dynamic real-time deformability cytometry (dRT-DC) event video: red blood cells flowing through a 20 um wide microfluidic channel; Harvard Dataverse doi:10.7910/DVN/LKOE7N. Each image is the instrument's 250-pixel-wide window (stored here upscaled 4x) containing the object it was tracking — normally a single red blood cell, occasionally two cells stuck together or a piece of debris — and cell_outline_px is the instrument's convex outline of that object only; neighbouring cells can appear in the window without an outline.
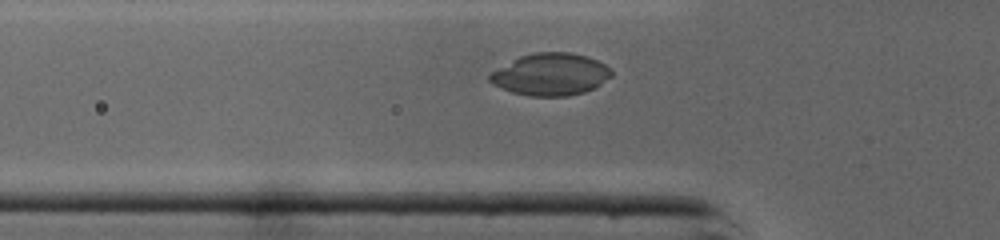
{"species": "common noctule bat (a hibernating species)", "species_latin": "Nyctalus noctula", "temperature_condition": "cold", "stored_images_in_passage": 24, "camera_frame_rate_fps": 3000, "um_per_image_px": 0.085, "animal": {"sex": "male", "body_mass_g": 19.0, "forearm_length_mm": 50.8}, "frame": {"image": 1, "passage_image": 2, "time_ms": 0.333, "image_size_px": [1000, 240], "cell_outline_px": [[612, 76], [596, 88], [584, 92], [568, 96], [528, 96], [512, 92], [492, 84], [488, 80], [488, 76], [492, 72], [520, 56], [536, 52], [568, 52], [588, 56], [612, 68]], "centroid_in_image_um": [46.84, 6.33], "position_along_channel_um": 79.0, "area_um2": 29.94}}
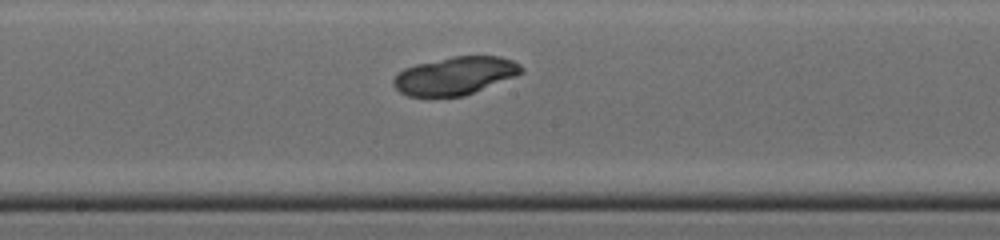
{"frame": {"image": 2, "passage_image": 11, "time_ms": 3.333, "image_size_px": [1000, 240], "cell_outline_px": [[524, 72], [516, 76], [464, 96], [408, 96], [400, 92], [392, 84], [392, 80], [404, 68], [416, 64], [452, 56], [500, 56], [512, 60], [520, 64], [524, 68]], "centroid_in_image_um": [38.7, 6.43], "position_along_channel_um": 209.5, "area_um2": 28.26}}
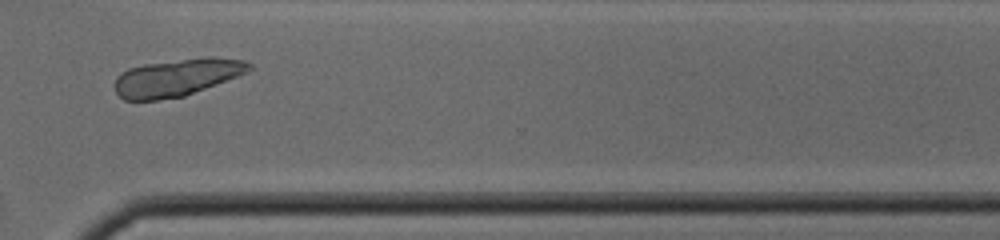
{"frame": {"image": 3, "passage_image": 21, "time_ms": 6.667, "image_size_px": [1000, 240], "cell_outline_px": [[252, 68], [248, 72], [184, 96], [156, 100], [124, 100], [116, 92], [116, 76], [128, 68], [144, 64], [204, 56], [212, 56], [248, 60], [252, 64]], "centroid_in_image_um": [15.07, 6.56], "position_along_channel_um": 355.5, "area_um2": 29.36}, "authors_computed_cell_mechanics": {"area_um2": 29.1312, "velocity_mm_per_s": 4.3599, "shape_relaxation_time_tau1_ms": 6.268, "shape_relaxation_time_tau2_ms": null, "deformation_change_tau1": null, "deformation_change_tau2": null}}